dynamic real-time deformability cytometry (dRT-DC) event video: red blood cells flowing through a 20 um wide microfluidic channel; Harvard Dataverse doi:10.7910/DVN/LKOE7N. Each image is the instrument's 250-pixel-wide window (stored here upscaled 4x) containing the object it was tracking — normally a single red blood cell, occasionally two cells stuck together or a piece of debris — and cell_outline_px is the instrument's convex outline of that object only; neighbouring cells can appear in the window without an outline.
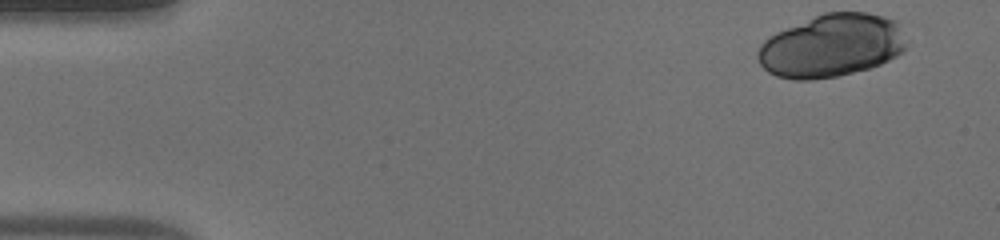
{"species": "human", "species_latin": "Homo sapiens", "temperature_condition": "warm", "stored_images_in_passage": 46, "camera_frame_rate_fps": 3000, "um_per_image_px": 0.085, "donor": {"sex": "male"}, "frame": {"image": 1, "passage_image": 1, "time_ms": 0.0, "image_size_px": [1000, 240], "cell_outline_px": [[908, 44], [904, 52], [880, 64], [868, 68], [836, 76], [812, 80], [792, 80], [776, 76], [768, 72], [760, 64], [756, 56], [756, 52], [760, 44], [768, 36], [776, 32], [824, 12], [868, 12], [884, 16], [896, 20], [908, 40]], "centroid_in_image_um": [70.69, 3.88], "position_along_channel_um": 14.3, "area_um2": 54.97}}
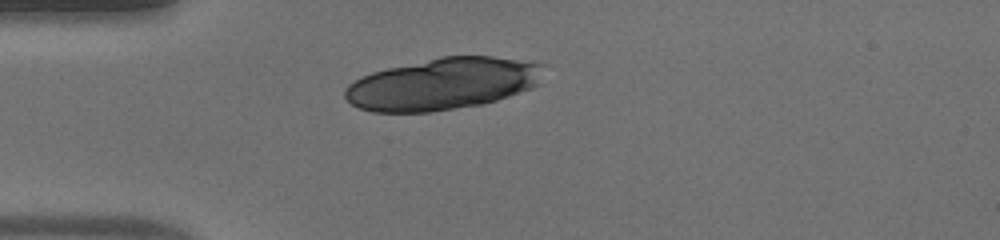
{"frame": {"image": 2, "passage_image": 11, "time_ms": 3.333, "image_size_px": [1000, 240], "cell_outline_px": [[544, 64], [540, 84], [532, 88], [484, 104], [432, 112], [372, 112], [360, 108], [352, 104], [344, 96], [344, 88], [348, 84], [360, 76], [372, 72], [388, 68], [440, 56], [492, 56]], "centroid_in_image_um": [37.62, 7.13], "position_along_channel_um": 47.4, "area_um2": 60.17}}